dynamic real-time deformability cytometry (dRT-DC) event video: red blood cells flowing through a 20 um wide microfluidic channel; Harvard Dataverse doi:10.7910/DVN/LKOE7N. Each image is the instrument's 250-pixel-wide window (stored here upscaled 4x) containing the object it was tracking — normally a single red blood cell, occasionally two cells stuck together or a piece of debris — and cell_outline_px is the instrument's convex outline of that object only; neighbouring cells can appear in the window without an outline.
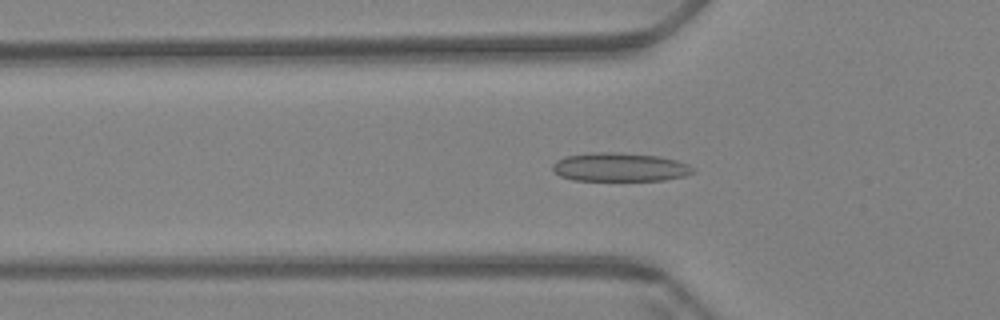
{"species": "Egyptian fruit bat (a non-hibernating species)", "species_latin": "Rousettus aegyptiacus", "temperature_condition": "warm", "stored_images_in_passage": 60, "camera_frame_rate_fps": 3000, "um_per_image_px": 0.085, "animal": {"sex": "female"}, "frame": {"image": 1, "passage_image": 20, "time_ms": 6.333, "image_size_px": [1000, 320], "cell_outline_px": [[696, 172], [684, 176], [664, 180], [572, 180], [560, 176], [552, 172], [552, 164], [556, 160], [564, 156], [592, 152], [616, 152], [660, 156], [676, 160], [688, 164]], "centroid_in_image_um": [52.64, 14.2], "position_along_channel_um": 73.2, "area_um2": 23.64}}
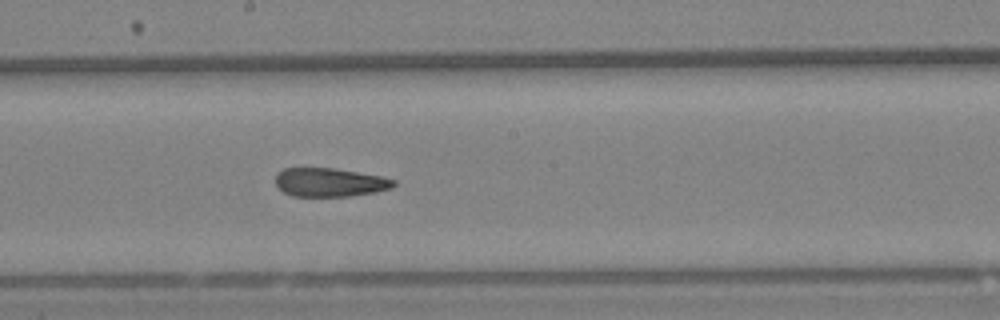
{"frame": {"image": 2, "passage_image": 33, "time_ms": 10.667, "image_size_px": [1000, 320], "cell_outline_px": [[396, 184], [392, 188], [376, 192], [352, 196], [292, 196], [284, 192], [276, 184], [276, 172], [284, 168], [332, 168], [380, 176], [396, 180]], "centroid_in_image_um": [28.03, 15.5], "position_along_channel_um": 220.2, "area_um2": 19.71}}
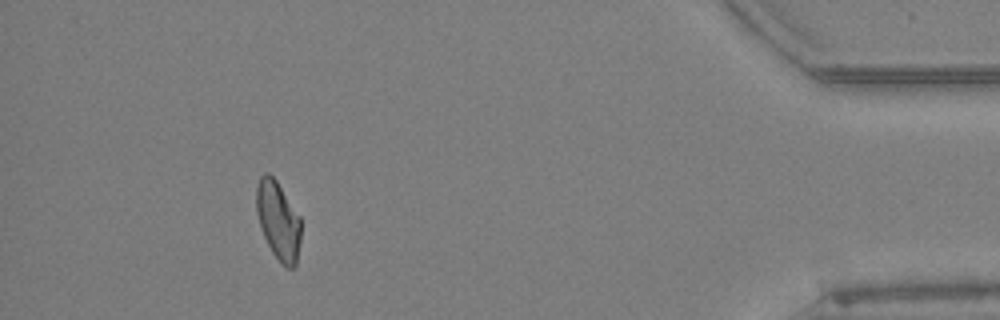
{"frame": {"image": 3, "passage_image": 55, "time_ms": 18.0, "image_size_px": [1000, 320], "cell_outline_px": [[300, 240], [296, 264], [292, 268], [288, 268], [272, 252], [260, 228], [256, 212], [256, 188], [260, 176], [264, 172], [268, 172], [276, 180], [300, 216]], "centroid_in_image_um": [23.63, 18.7], "position_along_channel_um": 411.6, "area_um2": 20.17}, "authors_computed_cell_mechanics": {"area_um2": 21.3571, "velocity_mm_per_s": 3.3984, "shape_relaxation_time_tau1_ms": null, "shape_relaxation_time_tau2_ms": 2.7089, "deformation_change_tau1": null, "deformation_change_tau2": 0.0875}}